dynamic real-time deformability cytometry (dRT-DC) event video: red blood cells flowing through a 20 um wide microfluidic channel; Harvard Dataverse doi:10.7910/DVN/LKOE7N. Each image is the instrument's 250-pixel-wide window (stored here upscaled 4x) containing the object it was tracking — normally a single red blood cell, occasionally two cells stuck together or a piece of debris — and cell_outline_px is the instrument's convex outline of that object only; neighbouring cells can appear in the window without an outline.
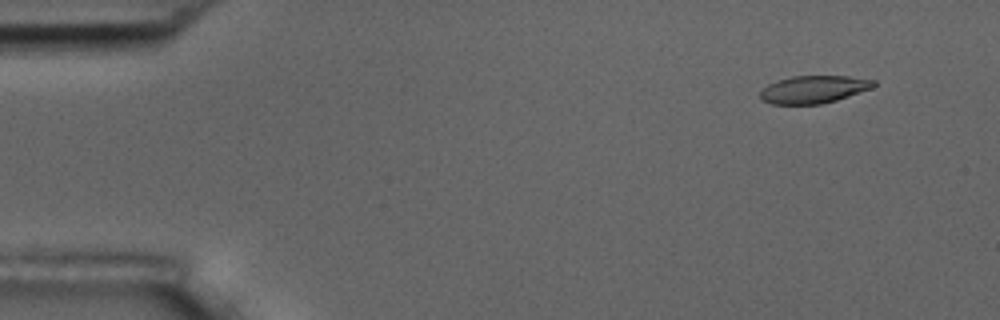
{"species": "common noctule bat (a hibernating species)", "species_latin": "Nyctalus noctula", "temperature_condition": "room temperature", "stored_images_in_passage": 5, "camera_frame_rate_fps": 3000, "um_per_image_px": 0.085, "animal": {"sex": "male", "body_mass_g": 17.5, "forearm_length_mm": 52.3}, "frame": {"image": 1, "passage_image": 2, "time_ms": 1.0, "image_size_px": [1000, 320], "cell_outline_px": [[876, 84], [872, 88], [836, 100], [820, 104], [772, 104], [760, 100], [760, 92], [768, 84], [792, 76], [848, 76], [876, 80]], "centroid_in_image_um": [69.16, 7.6], "position_along_channel_um": 15.8, "area_um2": 18.15}}